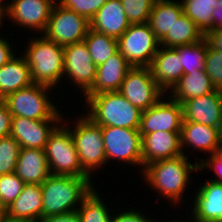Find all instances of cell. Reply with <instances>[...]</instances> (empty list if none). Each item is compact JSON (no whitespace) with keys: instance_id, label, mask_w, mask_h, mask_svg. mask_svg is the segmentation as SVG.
I'll use <instances>...</instances> for the list:
<instances>
[{"instance_id":"6da1fadb","label":"cell","mask_w":222,"mask_h":222,"mask_svg":"<svg viewBox=\"0 0 222 222\" xmlns=\"http://www.w3.org/2000/svg\"><path fill=\"white\" fill-rule=\"evenodd\" d=\"M190 156L181 155L172 159L152 162L146 165L142 171L143 182L148 187L159 193L161 198L166 199L168 204L178 205L184 203L186 190L193 180L191 175L199 172L198 160L192 164ZM195 171V172H193ZM185 194V195H184ZM168 200V201H167ZM171 202V203H169Z\"/></svg>"},{"instance_id":"7a4b0ae2","label":"cell","mask_w":222,"mask_h":222,"mask_svg":"<svg viewBox=\"0 0 222 222\" xmlns=\"http://www.w3.org/2000/svg\"><path fill=\"white\" fill-rule=\"evenodd\" d=\"M93 178L51 174L42 184V219L77 211L93 190Z\"/></svg>"},{"instance_id":"3957f363","label":"cell","mask_w":222,"mask_h":222,"mask_svg":"<svg viewBox=\"0 0 222 222\" xmlns=\"http://www.w3.org/2000/svg\"><path fill=\"white\" fill-rule=\"evenodd\" d=\"M30 37L22 52L29 65L33 84L58 88L64 82L63 46L47 39L43 34Z\"/></svg>"},{"instance_id":"277c9868","label":"cell","mask_w":222,"mask_h":222,"mask_svg":"<svg viewBox=\"0 0 222 222\" xmlns=\"http://www.w3.org/2000/svg\"><path fill=\"white\" fill-rule=\"evenodd\" d=\"M84 112L98 126L139 129L142 111L132 105L119 91L83 97Z\"/></svg>"},{"instance_id":"5b68a950","label":"cell","mask_w":222,"mask_h":222,"mask_svg":"<svg viewBox=\"0 0 222 222\" xmlns=\"http://www.w3.org/2000/svg\"><path fill=\"white\" fill-rule=\"evenodd\" d=\"M65 116L68 115L65 113L62 122L67 124L70 128V133L79 156L81 167L91 178H93L92 176L95 175L93 173H98L96 171L101 173L99 169L105 168L104 165H106L102 128L93 123L83 113L82 115H77V120H74V124L70 123Z\"/></svg>"},{"instance_id":"8992f818","label":"cell","mask_w":222,"mask_h":222,"mask_svg":"<svg viewBox=\"0 0 222 222\" xmlns=\"http://www.w3.org/2000/svg\"><path fill=\"white\" fill-rule=\"evenodd\" d=\"M51 90L56 92L55 89L48 86L32 84L9 94L3 101L12 116L33 120L63 119L64 114L54 103V98L50 99L51 95L53 96Z\"/></svg>"},{"instance_id":"52a82bcc","label":"cell","mask_w":222,"mask_h":222,"mask_svg":"<svg viewBox=\"0 0 222 222\" xmlns=\"http://www.w3.org/2000/svg\"><path fill=\"white\" fill-rule=\"evenodd\" d=\"M44 151L51 174L90 177L81 167L70 128L64 122L51 133Z\"/></svg>"},{"instance_id":"ba28073f","label":"cell","mask_w":222,"mask_h":222,"mask_svg":"<svg viewBox=\"0 0 222 222\" xmlns=\"http://www.w3.org/2000/svg\"><path fill=\"white\" fill-rule=\"evenodd\" d=\"M104 141L106 167L109 162L118 161L140 168L142 173V136L139 129L101 126Z\"/></svg>"},{"instance_id":"9c48e42d","label":"cell","mask_w":222,"mask_h":222,"mask_svg":"<svg viewBox=\"0 0 222 222\" xmlns=\"http://www.w3.org/2000/svg\"><path fill=\"white\" fill-rule=\"evenodd\" d=\"M117 42L118 51L132 67H149L160 46L148 23L131 24Z\"/></svg>"},{"instance_id":"30bf717a","label":"cell","mask_w":222,"mask_h":222,"mask_svg":"<svg viewBox=\"0 0 222 222\" xmlns=\"http://www.w3.org/2000/svg\"><path fill=\"white\" fill-rule=\"evenodd\" d=\"M90 21L83 15L64 8L56 2L43 35L61 46L82 42L87 36Z\"/></svg>"},{"instance_id":"8fae6325","label":"cell","mask_w":222,"mask_h":222,"mask_svg":"<svg viewBox=\"0 0 222 222\" xmlns=\"http://www.w3.org/2000/svg\"><path fill=\"white\" fill-rule=\"evenodd\" d=\"M64 52V77L63 80L79 88L83 96L93 87L96 79L97 66L91 59L87 45L84 41L65 45Z\"/></svg>"},{"instance_id":"7c38bea8","label":"cell","mask_w":222,"mask_h":222,"mask_svg":"<svg viewBox=\"0 0 222 222\" xmlns=\"http://www.w3.org/2000/svg\"><path fill=\"white\" fill-rule=\"evenodd\" d=\"M119 92L141 111L155 105L166 94L153 79L149 67H132Z\"/></svg>"},{"instance_id":"4fadbf2b","label":"cell","mask_w":222,"mask_h":222,"mask_svg":"<svg viewBox=\"0 0 222 222\" xmlns=\"http://www.w3.org/2000/svg\"><path fill=\"white\" fill-rule=\"evenodd\" d=\"M55 0H11L6 3L5 19L16 28H25L43 34L47 28ZM20 26V27H19Z\"/></svg>"},{"instance_id":"5bb4252c","label":"cell","mask_w":222,"mask_h":222,"mask_svg":"<svg viewBox=\"0 0 222 222\" xmlns=\"http://www.w3.org/2000/svg\"><path fill=\"white\" fill-rule=\"evenodd\" d=\"M182 105L167 93L152 107L142 111L139 132L141 136L158 131L181 132Z\"/></svg>"},{"instance_id":"9a60e30c","label":"cell","mask_w":222,"mask_h":222,"mask_svg":"<svg viewBox=\"0 0 222 222\" xmlns=\"http://www.w3.org/2000/svg\"><path fill=\"white\" fill-rule=\"evenodd\" d=\"M63 119L33 120L12 116L11 133L21 148L44 150L49 136Z\"/></svg>"},{"instance_id":"2e32d148","label":"cell","mask_w":222,"mask_h":222,"mask_svg":"<svg viewBox=\"0 0 222 222\" xmlns=\"http://www.w3.org/2000/svg\"><path fill=\"white\" fill-rule=\"evenodd\" d=\"M190 216L193 222H222V184L206 180L197 186Z\"/></svg>"},{"instance_id":"e0dca14e","label":"cell","mask_w":222,"mask_h":222,"mask_svg":"<svg viewBox=\"0 0 222 222\" xmlns=\"http://www.w3.org/2000/svg\"><path fill=\"white\" fill-rule=\"evenodd\" d=\"M183 121H193L220 128L222 120V91L191 98L182 104Z\"/></svg>"},{"instance_id":"ac0fdd59","label":"cell","mask_w":222,"mask_h":222,"mask_svg":"<svg viewBox=\"0 0 222 222\" xmlns=\"http://www.w3.org/2000/svg\"><path fill=\"white\" fill-rule=\"evenodd\" d=\"M181 148L183 155H187V151L194 150L204 156L215 154L222 145V138L219 128H214L193 121H182L181 132ZM187 147V148H186ZM187 149V151H185ZM194 149V150H193ZM186 152V153H185Z\"/></svg>"},{"instance_id":"d6986e66","label":"cell","mask_w":222,"mask_h":222,"mask_svg":"<svg viewBox=\"0 0 222 222\" xmlns=\"http://www.w3.org/2000/svg\"><path fill=\"white\" fill-rule=\"evenodd\" d=\"M181 155L180 132L158 131L142 136V171L152 162Z\"/></svg>"},{"instance_id":"ffe728a7","label":"cell","mask_w":222,"mask_h":222,"mask_svg":"<svg viewBox=\"0 0 222 222\" xmlns=\"http://www.w3.org/2000/svg\"><path fill=\"white\" fill-rule=\"evenodd\" d=\"M179 58L177 48L160 45L149 66L153 79L165 93H168L183 75Z\"/></svg>"},{"instance_id":"44dd1931","label":"cell","mask_w":222,"mask_h":222,"mask_svg":"<svg viewBox=\"0 0 222 222\" xmlns=\"http://www.w3.org/2000/svg\"><path fill=\"white\" fill-rule=\"evenodd\" d=\"M132 66L118 51L103 64L97 66L93 87L83 96L91 97L104 92L119 91L127 72Z\"/></svg>"},{"instance_id":"7402d4cb","label":"cell","mask_w":222,"mask_h":222,"mask_svg":"<svg viewBox=\"0 0 222 222\" xmlns=\"http://www.w3.org/2000/svg\"><path fill=\"white\" fill-rule=\"evenodd\" d=\"M121 0H107L90 21V28L118 39L130 26Z\"/></svg>"},{"instance_id":"603a6c76","label":"cell","mask_w":222,"mask_h":222,"mask_svg":"<svg viewBox=\"0 0 222 222\" xmlns=\"http://www.w3.org/2000/svg\"><path fill=\"white\" fill-rule=\"evenodd\" d=\"M15 173L25 184L41 185L51 175L45 151L21 148Z\"/></svg>"},{"instance_id":"cb8c5ba5","label":"cell","mask_w":222,"mask_h":222,"mask_svg":"<svg viewBox=\"0 0 222 222\" xmlns=\"http://www.w3.org/2000/svg\"><path fill=\"white\" fill-rule=\"evenodd\" d=\"M32 84L31 71L23 54L17 53L0 67V100Z\"/></svg>"},{"instance_id":"d4e9b609","label":"cell","mask_w":222,"mask_h":222,"mask_svg":"<svg viewBox=\"0 0 222 222\" xmlns=\"http://www.w3.org/2000/svg\"><path fill=\"white\" fill-rule=\"evenodd\" d=\"M216 88L206 71L183 74L175 86L167 93L173 100L182 104L191 98L214 92Z\"/></svg>"},{"instance_id":"484cf974","label":"cell","mask_w":222,"mask_h":222,"mask_svg":"<svg viewBox=\"0 0 222 222\" xmlns=\"http://www.w3.org/2000/svg\"><path fill=\"white\" fill-rule=\"evenodd\" d=\"M182 13L180 0L154 1L148 24L159 42L167 36L168 31H171L175 21Z\"/></svg>"},{"instance_id":"4316f807","label":"cell","mask_w":222,"mask_h":222,"mask_svg":"<svg viewBox=\"0 0 222 222\" xmlns=\"http://www.w3.org/2000/svg\"><path fill=\"white\" fill-rule=\"evenodd\" d=\"M7 216L11 218L42 219L41 185L25 184L21 194L7 208Z\"/></svg>"},{"instance_id":"83f0119b","label":"cell","mask_w":222,"mask_h":222,"mask_svg":"<svg viewBox=\"0 0 222 222\" xmlns=\"http://www.w3.org/2000/svg\"><path fill=\"white\" fill-rule=\"evenodd\" d=\"M205 34L201 29L184 13L175 21L171 31L160 42L161 46L176 48L178 46L190 45L199 42Z\"/></svg>"},{"instance_id":"f1b7e54d","label":"cell","mask_w":222,"mask_h":222,"mask_svg":"<svg viewBox=\"0 0 222 222\" xmlns=\"http://www.w3.org/2000/svg\"><path fill=\"white\" fill-rule=\"evenodd\" d=\"M83 41L87 45L91 59L96 66L103 64L109 57L118 52V42L116 38L91 28H89L87 36Z\"/></svg>"},{"instance_id":"f546056e","label":"cell","mask_w":222,"mask_h":222,"mask_svg":"<svg viewBox=\"0 0 222 222\" xmlns=\"http://www.w3.org/2000/svg\"><path fill=\"white\" fill-rule=\"evenodd\" d=\"M97 190L95 186L79 206L77 213L81 222H110L113 209H109L107 201L105 204V200L102 199L101 193L99 194Z\"/></svg>"},{"instance_id":"4dcf8cb0","label":"cell","mask_w":222,"mask_h":222,"mask_svg":"<svg viewBox=\"0 0 222 222\" xmlns=\"http://www.w3.org/2000/svg\"><path fill=\"white\" fill-rule=\"evenodd\" d=\"M179 59L183 67V74L194 71H205V60L207 54V40L203 38L199 42L178 46Z\"/></svg>"},{"instance_id":"1f68e13d","label":"cell","mask_w":222,"mask_h":222,"mask_svg":"<svg viewBox=\"0 0 222 222\" xmlns=\"http://www.w3.org/2000/svg\"><path fill=\"white\" fill-rule=\"evenodd\" d=\"M183 13L187 15L205 34L211 30L214 8L205 2H181Z\"/></svg>"},{"instance_id":"d6a6232c","label":"cell","mask_w":222,"mask_h":222,"mask_svg":"<svg viewBox=\"0 0 222 222\" xmlns=\"http://www.w3.org/2000/svg\"><path fill=\"white\" fill-rule=\"evenodd\" d=\"M20 149L12 136L0 138V175L15 172Z\"/></svg>"},{"instance_id":"836d02e7","label":"cell","mask_w":222,"mask_h":222,"mask_svg":"<svg viewBox=\"0 0 222 222\" xmlns=\"http://www.w3.org/2000/svg\"><path fill=\"white\" fill-rule=\"evenodd\" d=\"M130 24L148 23L153 0H121Z\"/></svg>"},{"instance_id":"e575fe53","label":"cell","mask_w":222,"mask_h":222,"mask_svg":"<svg viewBox=\"0 0 222 222\" xmlns=\"http://www.w3.org/2000/svg\"><path fill=\"white\" fill-rule=\"evenodd\" d=\"M24 186L25 183L15 172L0 175V198L6 208L21 194Z\"/></svg>"},{"instance_id":"d590c367","label":"cell","mask_w":222,"mask_h":222,"mask_svg":"<svg viewBox=\"0 0 222 222\" xmlns=\"http://www.w3.org/2000/svg\"><path fill=\"white\" fill-rule=\"evenodd\" d=\"M205 71L214 87L222 91V52L211 48L207 43Z\"/></svg>"},{"instance_id":"8d00e7d4","label":"cell","mask_w":222,"mask_h":222,"mask_svg":"<svg viewBox=\"0 0 222 222\" xmlns=\"http://www.w3.org/2000/svg\"><path fill=\"white\" fill-rule=\"evenodd\" d=\"M106 2L107 0H60L58 3L91 21Z\"/></svg>"},{"instance_id":"74e56055","label":"cell","mask_w":222,"mask_h":222,"mask_svg":"<svg viewBox=\"0 0 222 222\" xmlns=\"http://www.w3.org/2000/svg\"><path fill=\"white\" fill-rule=\"evenodd\" d=\"M206 158L201 157L202 159H198V169L199 171L208 170L213 171V175L216 176L215 179L211 177V179L216 183L222 184V145L220 149L212 155H207Z\"/></svg>"},{"instance_id":"f35d334b","label":"cell","mask_w":222,"mask_h":222,"mask_svg":"<svg viewBox=\"0 0 222 222\" xmlns=\"http://www.w3.org/2000/svg\"><path fill=\"white\" fill-rule=\"evenodd\" d=\"M142 210L143 209L139 210V208H136L134 210L130 207L126 208L125 211H116V214H112L110 222H148L151 219L149 218L151 216H148L146 213H143Z\"/></svg>"},{"instance_id":"ab89813d","label":"cell","mask_w":222,"mask_h":222,"mask_svg":"<svg viewBox=\"0 0 222 222\" xmlns=\"http://www.w3.org/2000/svg\"><path fill=\"white\" fill-rule=\"evenodd\" d=\"M11 123L12 114L6 103L3 100H0V138L10 136Z\"/></svg>"},{"instance_id":"60d3db41","label":"cell","mask_w":222,"mask_h":222,"mask_svg":"<svg viewBox=\"0 0 222 222\" xmlns=\"http://www.w3.org/2000/svg\"><path fill=\"white\" fill-rule=\"evenodd\" d=\"M2 37L3 35L0 34V67L11 60L17 54L15 52L16 47L14 50V45L10 43L8 38L6 39V37Z\"/></svg>"},{"instance_id":"b9f144b4","label":"cell","mask_w":222,"mask_h":222,"mask_svg":"<svg viewBox=\"0 0 222 222\" xmlns=\"http://www.w3.org/2000/svg\"><path fill=\"white\" fill-rule=\"evenodd\" d=\"M41 222H81V220L77 211H74L59 215L48 216L41 219Z\"/></svg>"},{"instance_id":"7bdbcfd3","label":"cell","mask_w":222,"mask_h":222,"mask_svg":"<svg viewBox=\"0 0 222 222\" xmlns=\"http://www.w3.org/2000/svg\"><path fill=\"white\" fill-rule=\"evenodd\" d=\"M204 38L211 48L222 52V30H210L205 33Z\"/></svg>"},{"instance_id":"ee69618b","label":"cell","mask_w":222,"mask_h":222,"mask_svg":"<svg viewBox=\"0 0 222 222\" xmlns=\"http://www.w3.org/2000/svg\"><path fill=\"white\" fill-rule=\"evenodd\" d=\"M211 30H222V5L216 7L212 12Z\"/></svg>"},{"instance_id":"f6af8a7d","label":"cell","mask_w":222,"mask_h":222,"mask_svg":"<svg viewBox=\"0 0 222 222\" xmlns=\"http://www.w3.org/2000/svg\"><path fill=\"white\" fill-rule=\"evenodd\" d=\"M180 2H205L208 3L214 9L222 5V0H180Z\"/></svg>"},{"instance_id":"bcb514c9","label":"cell","mask_w":222,"mask_h":222,"mask_svg":"<svg viewBox=\"0 0 222 222\" xmlns=\"http://www.w3.org/2000/svg\"><path fill=\"white\" fill-rule=\"evenodd\" d=\"M1 222H41V220L22 219V218H11L7 215L1 220Z\"/></svg>"},{"instance_id":"7dc6e473","label":"cell","mask_w":222,"mask_h":222,"mask_svg":"<svg viewBox=\"0 0 222 222\" xmlns=\"http://www.w3.org/2000/svg\"><path fill=\"white\" fill-rule=\"evenodd\" d=\"M6 215H7V208L2 203L1 198H0V219L2 220Z\"/></svg>"},{"instance_id":"c3c4849f","label":"cell","mask_w":222,"mask_h":222,"mask_svg":"<svg viewBox=\"0 0 222 222\" xmlns=\"http://www.w3.org/2000/svg\"><path fill=\"white\" fill-rule=\"evenodd\" d=\"M6 14V2L5 0H0V15Z\"/></svg>"},{"instance_id":"681fc988","label":"cell","mask_w":222,"mask_h":222,"mask_svg":"<svg viewBox=\"0 0 222 222\" xmlns=\"http://www.w3.org/2000/svg\"><path fill=\"white\" fill-rule=\"evenodd\" d=\"M182 217H183V220H180V217H179V220L173 219V221H172V219H171L170 222H193L192 220L189 219V217L187 218L189 221H187L186 218H184V216H182Z\"/></svg>"},{"instance_id":"f907efd6","label":"cell","mask_w":222,"mask_h":222,"mask_svg":"<svg viewBox=\"0 0 222 222\" xmlns=\"http://www.w3.org/2000/svg\"><path fill=\"white\" fill-rule=\"evenodd\" d=\"M4 17H5V15H0V28H2L4 26L3 25V23L5 22V21H3L5 19ZM0 30L2 31V29H0Z\"/></svg>"},{"instance_id":"816d5d0a","label":"cell","mask_w":222,"mask_h":222,"mask_svg":"<svg viewBox=\"0 0 222 222\" xmlns=\"http://www.w3.org/2000/svg\"><path fill=\"white\" fill-rule=\"evenodd\" d=\"M220 134H221V138H222V120H221V125H220Z\"/></svg>"},{"instance_id":"f5cc1de1","label":"cell","mask_w":222,"mask_h":222,"mask_svg":"<svg viewBox=\"0 0 222 222\" xmlns=\"http://www.w3.org/2000/svg\"><path fill=\"white\" fill-rule=\"evenodd\" d=\"M157 220H155V219H150L148 222H156ZM163 222H165L164 220H162ZM158 222H160V221H158Z\"/></svg>"}]
</instances>
